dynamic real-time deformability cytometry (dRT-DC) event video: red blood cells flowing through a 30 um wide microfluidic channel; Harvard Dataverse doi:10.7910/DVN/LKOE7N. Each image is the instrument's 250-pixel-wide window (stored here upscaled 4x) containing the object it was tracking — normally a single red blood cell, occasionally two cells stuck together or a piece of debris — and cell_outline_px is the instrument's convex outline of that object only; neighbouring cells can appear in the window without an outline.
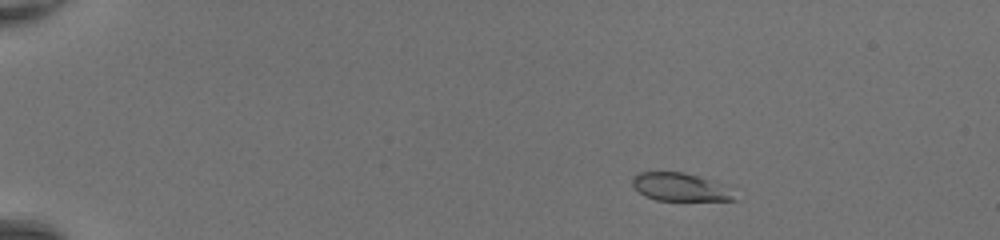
{"species": "common noctule bat (a hibernating species)", "species_latin": "Nyctalus noctula", "temperature_condition": "room temperature", "stored_images_in_passage": 47, "camera_frame_rate_fps": 3000, "um_per_image_px": 0.085, "animal": {"sex": "female", "body_mass_g": 20.0, "forearm_length_mm": 54.0}, "frame": {"image": 1, "passage_image": 7, "time_ms": 2.0, "image_size_px": [1000, 240], "cell_outline_px": [[740, 200], [656, 200], [644, 196], [632, 184], [632, 176], [640, 172], [684, 172], [708, 180]], "centroid_in_image_um": [57.64, 15.9], "position_along_channel_um": 27.4, "area_um2": 15.84}}
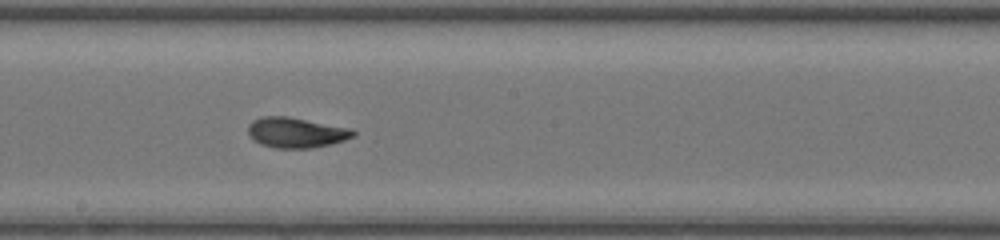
{"frame": {"image": 2, "passage_image": 28, "time_ms": 9.0, "image_size_px": [1000, 240], "cell_outline_px": [[356, 136], [332, 144], [312, 148], [276, 148], [260, 144], [248, 132], [248, 124], [252, 120], [264, 116], [288, 116], [352, 128], [356, 132]], "centroid_in_image_um": [25.21, 11.26], "position_along_channel_um": 223.0, "area_um2": 18.67}}
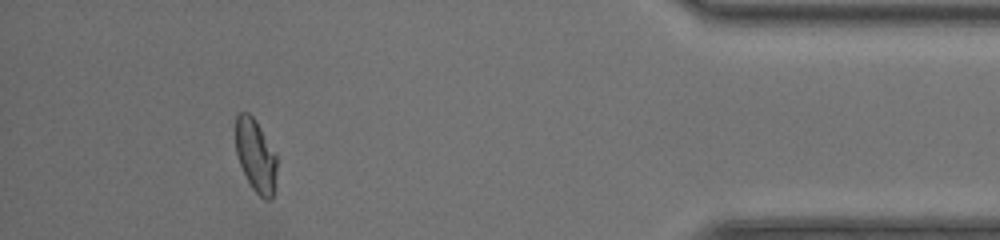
{"frame": {"image": 3, "passage_image": 44, "time_ms": 14.333, "image_size_px": [1000, 240], "cell_outline_px": [[276, 168], [272, 196], [268, 200], [264, 200], [252, 188], [240, 164], [236, 152], [236, 116], [240, 112], [248, 112], [256, 120], [276, 156]], "centroid_in_image_um": [21.71, 13.2], "position_along_channel_um": 413.5, "area_um2": 16.99}, "authors_computed_cell_mechanics": {"area_um2": 18.1492, "velocity_mm_per_s": 4.4051, "shape_relaxation_time_tau1_ms": 3.9696, "shape_relaxation_time_tau2_ms": 0.9823, "deformation_change_tau1": 0.1531, "deformation_change_tau2": 0.0533}}